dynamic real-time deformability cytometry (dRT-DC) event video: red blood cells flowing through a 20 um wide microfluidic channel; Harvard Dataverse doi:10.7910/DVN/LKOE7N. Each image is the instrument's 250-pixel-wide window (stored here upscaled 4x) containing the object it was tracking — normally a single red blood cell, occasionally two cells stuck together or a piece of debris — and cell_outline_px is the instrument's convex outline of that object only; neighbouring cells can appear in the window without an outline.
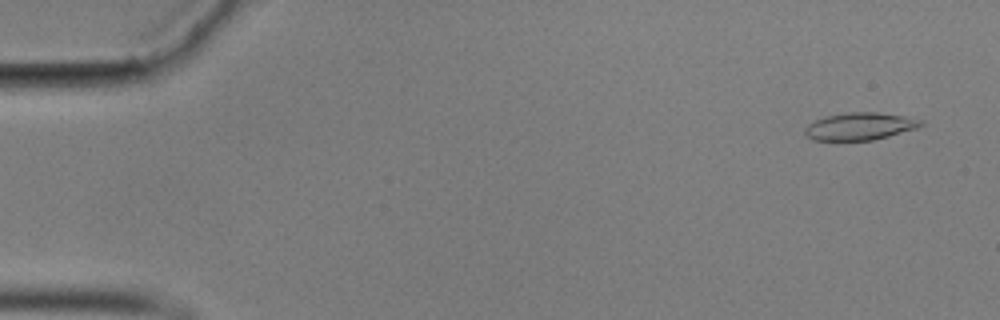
{"species": "common noctule bat (a hibernating species)", "species_latin": "Nyctalus noctula", "temperature_condition": "cold", "stored_images_in_passage": 8, "camera_frame_rate_fps": 3000, "um_per_image_px": 0.085, "animal": {"sex": "male", "body_mass_g": 17.9}, "frame": {"image": 1, "passage_image": 3, "time_ms": 0.667, "image_size_px": [1000, 320], "cell_outline_px": [[924, 124], [916, 128], [888, 136], [872, 140], [812, 140], [804, 132], [804, 128], [808, 124], [824, 116], [848, 112], [876, 112], [904, 116], [924, 120]], "centroid_in_image_um": [73.08, 10.73], "position_along_channel_um": 11.9, "area_um2": 18.44}}